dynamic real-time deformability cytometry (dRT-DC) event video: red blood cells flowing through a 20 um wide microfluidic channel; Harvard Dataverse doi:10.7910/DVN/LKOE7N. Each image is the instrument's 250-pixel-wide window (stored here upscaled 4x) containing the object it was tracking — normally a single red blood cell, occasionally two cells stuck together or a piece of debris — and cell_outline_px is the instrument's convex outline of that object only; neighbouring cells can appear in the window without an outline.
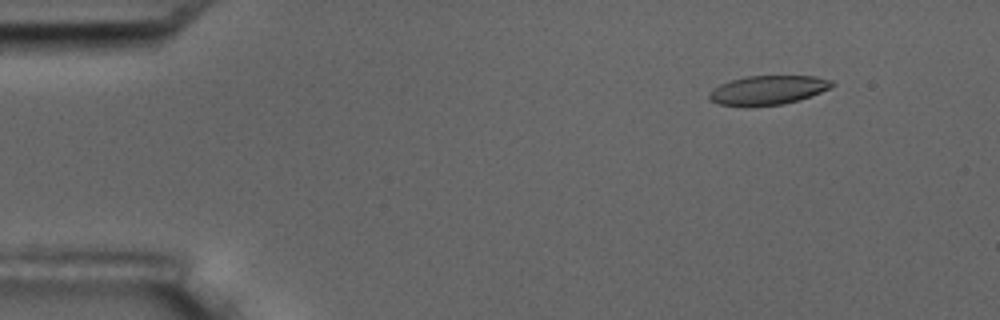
{"species": "common noctule bat (a hibernating species)", "species_latin": "Nyctalus noctula", "temperature_condition": "room temperature", "stored_images_in_passage": 5, "camera_frame_rate_fps": 3000, "um_per_image_px": 0.085, "animal": {"sex": "male", "body_mass_g": 17.5, "forearm_length_mm": 52.3}, "frame": {"image": 1, "passage_image": 2, "time_ms": 1.333, "image_size_px": [1000, 320], "cell_outline_px": [[836, 84], [832, 88], [800, 100], [784, 104], [748, 108], [720, 104], [712, 100], [708, 96], [708, 92], [712, 88], [720, 84], [744, 76], [816, 76], [832, 80]], "centroid_in_image_um": [65.29, 7.68], "position_along_channel_um": 19.7, "area_um2": 21.39}}
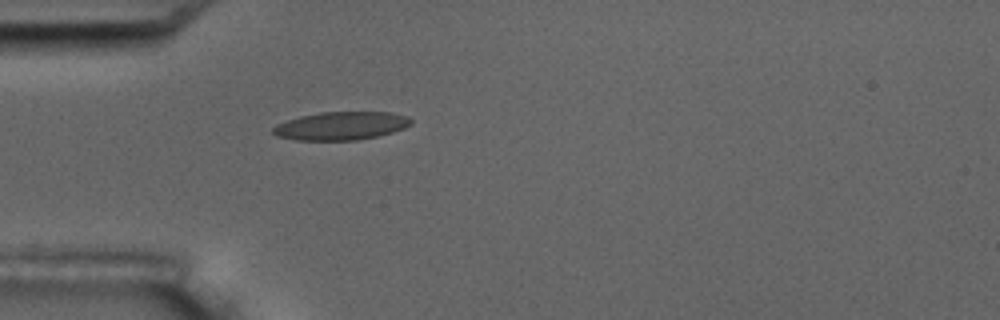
{"frame": {"image": 2, "passage_image": 5, "time_ms": 4.667, "image_size_px": [1000, 320], "cell_outline_px": [[412, 124], [404, 128], [392, 132], [376, 136], [356, 140], [296, 140], [276, 136], [272, 132], [272, 128], [276, 124], [300, 116], [320, 112], [392, 112], [408, 116], [412, 120]], "centroid_in_image_um": [28.99, 10.69], "position_along_channel_um": 56.0, "area_um2": 22.72}}